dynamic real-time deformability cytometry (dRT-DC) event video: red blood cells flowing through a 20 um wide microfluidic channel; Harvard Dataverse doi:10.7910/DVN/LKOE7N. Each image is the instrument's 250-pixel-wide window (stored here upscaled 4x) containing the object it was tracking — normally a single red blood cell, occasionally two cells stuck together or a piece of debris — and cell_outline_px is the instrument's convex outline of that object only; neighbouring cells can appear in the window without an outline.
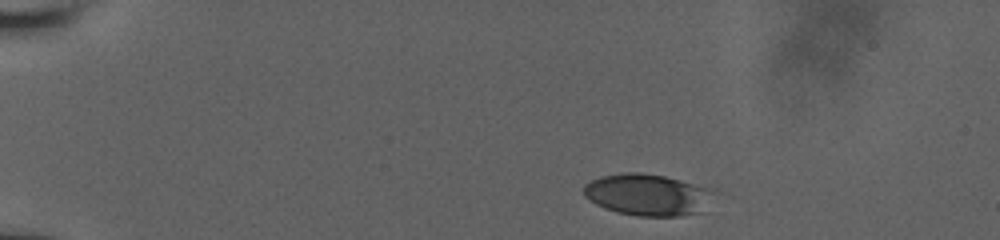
{"species": "human", "species_latin": "Homo sapiens", "temperature_condition": "room temperature", "stored_images_in_passage": 17, "camera_frame_rate_fps": 3000, "um_per_image_px": 0.085, "donor": {"sex": "male"}, "frame": {"image": 1, "passage_image": 1, "time_ms": 0.0, "image_size_px": [1000, 240], "cell_outline_px": [[720, 192], [704, 212], [680, 216], [636, 216], [616, 212], [604, 208], [596, 204], [584, 196], [584, 184], [600, 176], [624, 172], [640, 172], [664, 176], [716, 188]], "centroid_in_image_um": [55.18, 16.55], "position_along_channel_um": 29.8, "area_um2": 32.6}}
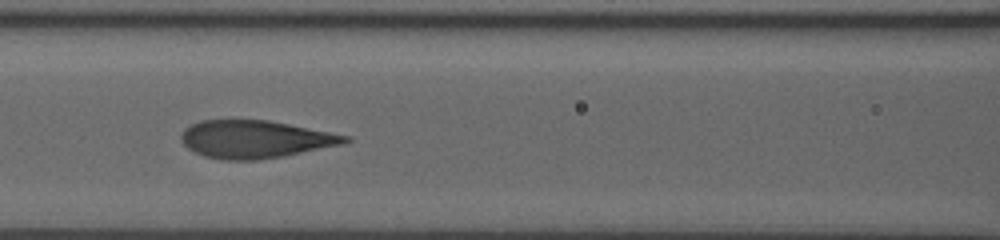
{"frame": {"image": 2, "passage_image": 10, "time_ms": 5.333, "image_size_px": [1000, 240], "cell_outline_px": [[352, 140], [344, 144], [284, 156], [260, 160], [224, 160], [204, 156], [188, 148], [180, 140], [180, 136], [184, 128], [200, 120], [268, 120], [352, 136]], "centroid_in_image_um": [21.71, 11.84], "position_along_channel_um": 144.9, "area_um2": 36.18}}
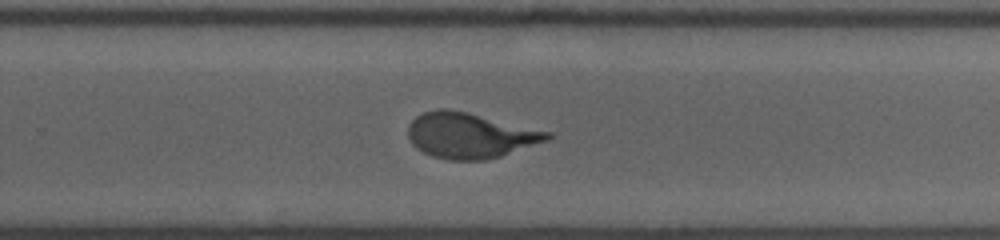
{"frame": {"image": 3, "passage_image": 17, "time_ms": 9.0, "image_size_px": [1000, 240], "cell_outline_px": [[556, 136], [548, 140], [500, 156], [484, 160], [448, 160], [432, 156], [416, 148], [412, 144], [408, 136], [408, 124], [416, 116], [424, 112], [440, 108], [444, 108], [468, 112], [552, 132]], "centroid_in_image_um": [39.95, 11.51], "position_along_channel_um": 289.8, "area_um2": 36.93}}